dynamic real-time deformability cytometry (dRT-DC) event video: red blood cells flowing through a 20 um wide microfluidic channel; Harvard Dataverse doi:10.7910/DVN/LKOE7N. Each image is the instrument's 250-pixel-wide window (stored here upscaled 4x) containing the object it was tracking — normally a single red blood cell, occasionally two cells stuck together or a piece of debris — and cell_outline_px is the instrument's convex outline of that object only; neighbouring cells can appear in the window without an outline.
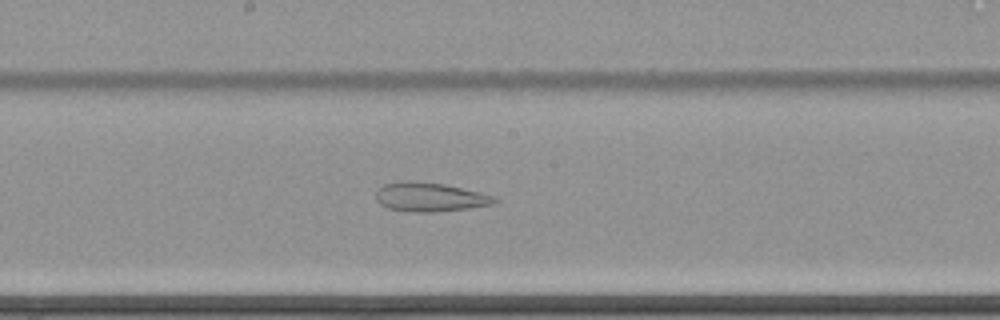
{"species": "common noctule bat (a hibernating species)", "species_latin": "Nyctalus noctula", "temperature_condition": "cold", "stored_images_in_passage": 65, "camera_frame_rate_fps": 3000, "um_per_image_px": 0.085, "animal": {"sex": "female", "body_mass_g": 22.7, "forearm_length_mm": 54.2}, "frame": {"image": 1, "passage_image": 38, "time_ms": 12.333, "image_size_px": [1000, 320], "cell_outline_px": [[500, 200], [496, 204], [468, 208], [436, 212], [408, 212], [388, 208], [380, 204], [376, 200], [376, 192], [384, 184], [404, 180], [412, 180], [444, 184], [496, 196]], "centroid_in_image_um": [36.56, 16.75], "position_along_channel_um": 211.6, "area_um2": 20.29}}
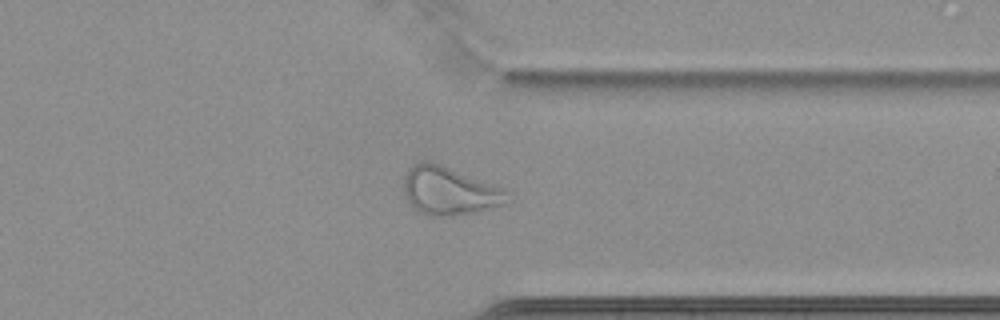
{"frame": {"image": 2, "passage_image": 52, "time_ms": 17.0, "image_size_px": [1000, 320], "cell_outline_px": [[504, 192], [500, 204], [492, 208], [452, 216], [428, 216], [412, 208], [404, 192], [404, 176], [412, 164], [420, 160], [428, 160], [440, 164], [504, 188]], "centroid_in_image_um": [38.07, 16.21], "position_along_channel_um": 373.3, "area_um2": 28.55}}
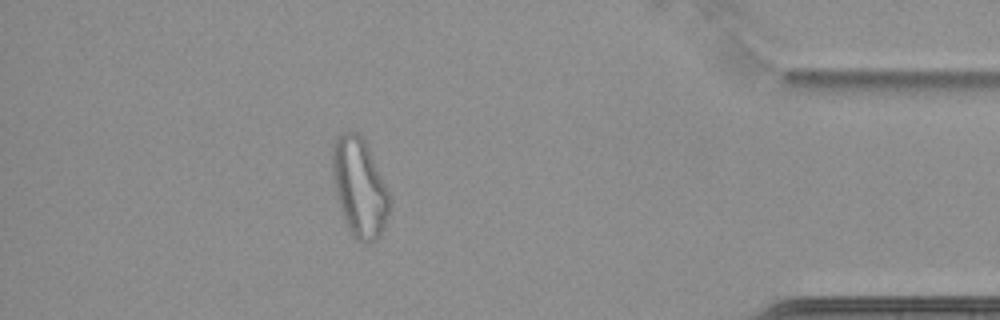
{"frame": {"image": 3, "passage_image": 58, "time_ms": 19.0, "image_size_px": [1000, 320], "cell_outline_px": [[392, 204], [384, 228], [380, 236], [364, 244], [356, 240], [352, 236], [344, 220], [336, 200], [332, 176], [332, 148], [336, 136], [340, 132], [360, 132], [368, 148], [392, 200]], "centroid_in_image_um": [30.53, 15.95], "position_along_channel_um": 404.7, "area_um2": 33.23}}